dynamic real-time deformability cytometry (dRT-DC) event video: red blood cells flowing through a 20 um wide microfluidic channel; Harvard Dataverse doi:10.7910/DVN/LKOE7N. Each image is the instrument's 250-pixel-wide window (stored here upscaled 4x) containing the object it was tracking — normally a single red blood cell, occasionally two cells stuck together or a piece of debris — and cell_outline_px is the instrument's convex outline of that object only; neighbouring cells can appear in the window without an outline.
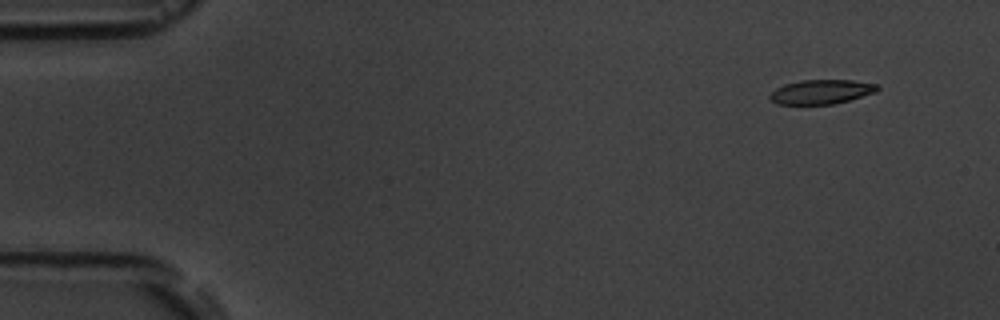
{"species": "common noctule bat (a hibernating species)", "species_latin": "Nyctalus noctula", "temperature_condition": "room temperature", "stored_images_in_passage": 6, "camera_frame_rate_fps": 3000, "um_per_image_px": 0.085, "animal": {"sex": "male", "body_mass_g": 19.5, "forearm_length_mm": 54.6}, "frame": {"image": 1, "passage_image": 1, "time_ms": 0.0, "image_size_px": [1000, 320], "cell_outline_px": [[880, 88], [876, 92], [848, 100], [832, 104], [776, 104], [768, 96], [776, 88], [784, 84], [800, 80], [852, 80], [880, 84]], "centroid_in_image_um": [69.83, 7.79], "position_along_channel_um": 15.2, "area_um2": 15.26}}
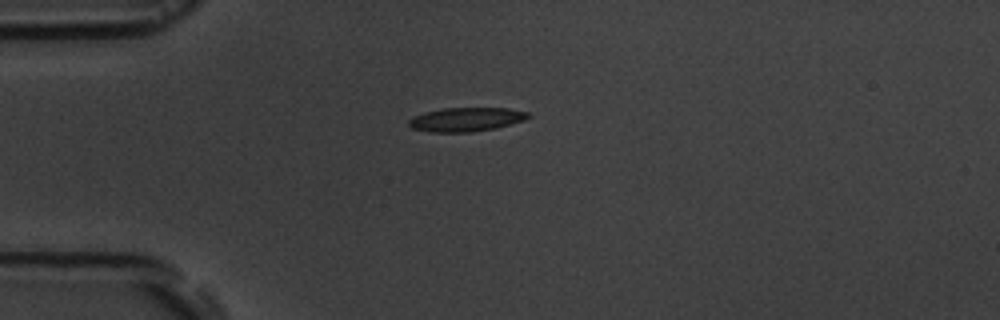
{"frame": {"image": 2, "passage_image": 4, "time_ms": 3.333, "image_size_px": [1000, 320], "cell_outline_px": [[532, 116], [524, 120], [496, 128], [472, 132], [432, 132], [412, 128], [408, 124], [408, 120], [424, 112], [444, 108], [508, 108], [528, 112]], "centroid_in_image_um": [39.65, 10.15], "position_along_channel_um": 45.4, "area_um2": 16.59}}
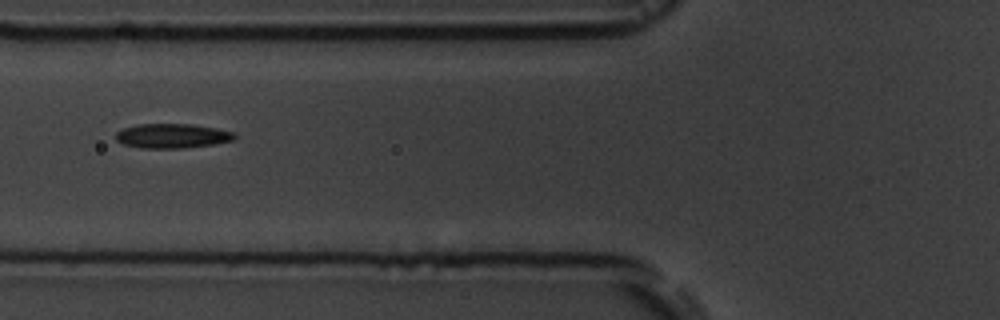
{"frame": {"image": 3, "passage_image": 6, "time_ms": 5.667, "image_size_px": [1000, 320], "cell_outline_px": [[236, 140], [212, 144], [184, 148], [140, 148], [124, 144], [116, 140], [116, 132], [124, 128], [136, 124], [192, 124], [216, 128], [232, 132], [236, 136]], "centroid_in_image_um": [14.63, 11.55], "position_along_channel_um": 111.2, "area_um2": 16.94}}